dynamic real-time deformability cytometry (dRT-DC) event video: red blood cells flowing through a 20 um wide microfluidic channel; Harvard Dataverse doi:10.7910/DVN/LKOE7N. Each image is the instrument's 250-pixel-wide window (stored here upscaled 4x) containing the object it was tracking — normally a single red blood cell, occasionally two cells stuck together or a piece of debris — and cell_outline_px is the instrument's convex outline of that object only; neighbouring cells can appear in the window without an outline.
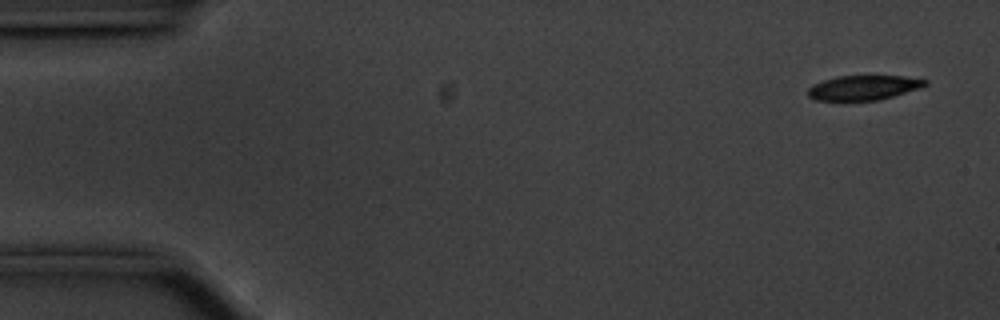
{"species": "common noctule bat (a hibernating species)", "species_latin": "Nyctalus noctula", "temperature_condition": "cold", "stored_images_in_passage": 56, "camera_frame_rate_fps": 3000, "um_per_image_px": 0.085, "animal": {"sex": "male", "body_mass_g": 20.1, "forearm_length_mm": 53.5}, "frame": {"image": 1, "passage_image": 3, "time_ms": 0.667, "image_size_px": [1000, 320], "cell_outline_px": [[928, 84], [920, 88], [880, 100], [816, 100], [808, 96], [808, 88], [812, 84], [836, 76], [904, 76], [928, 80]], "centroid_in_image_um": [73.41, 7.44], "position_along_channel_um": 11.6, "area_um2": 16.82}}
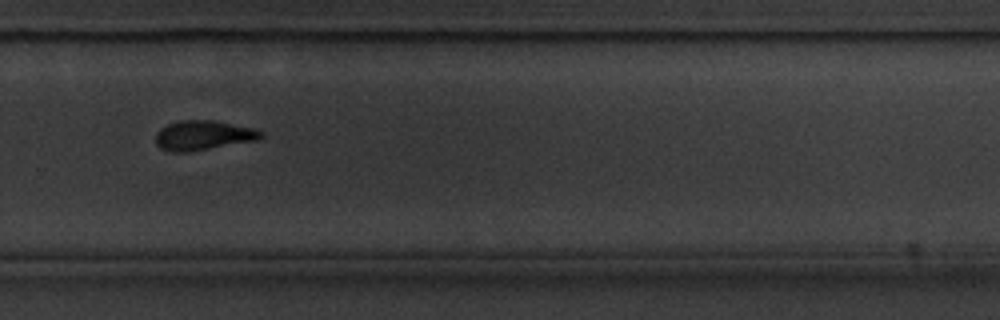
{"frame": {"image": 2, "passage_image": 38, "time_ms": 12.333, "image_size_px": [1000, 320], "cell_outline_px": [[264, 136], [256, 140], [188, 152], [172, 152], [160, 148], [156, 144], [156, 132], [160, 128], [168, 124], [180, 120], [212, 120], [256, 128], [264, 132]], "centroid_in_image_um": [17.27, 11.49], "position_along_channel_um": 312.5, "area_um2": 18.21}}
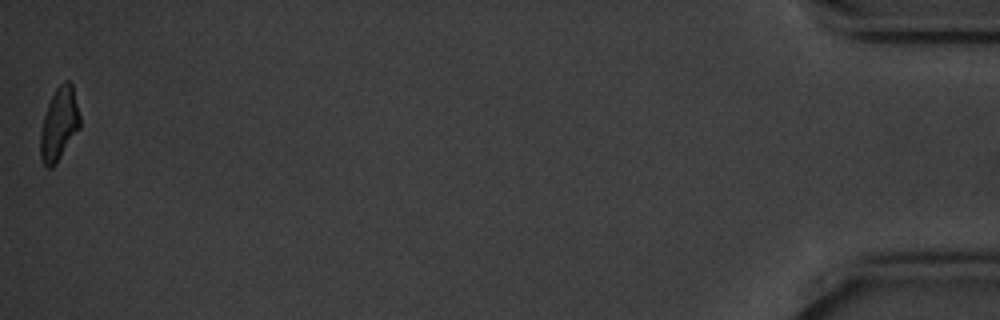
{"frame": {"image": 3, "passage_image": 56, "time_ms": 18.333, "image_size_px": [1000, 320], "cell_outline_px": [[80, 128], [56, 164], [52, 168], [48, 168], [44, 164], [40, 156], [40, 132], [44, 116], [48, 104], [56, 88], [64, 80], [68, 80], [72, 84], [80, 116]], "centroid_in_image_um": [5.03, 10.56], "position_along_channel_um": 430.2, "area_um2": 16.76}, "authors_computed_cell_mechanics": {"area_um2": 18.7561, "velocity_mm_per_s": 3.5514, "shape_relaxation_time_tau1_ms": 3.6796, "shape_relaxation_time_tau2_ms": 7.9672, "deformation_change_tau1": 0.135, "deformation_change_tau2": 0.1539}}